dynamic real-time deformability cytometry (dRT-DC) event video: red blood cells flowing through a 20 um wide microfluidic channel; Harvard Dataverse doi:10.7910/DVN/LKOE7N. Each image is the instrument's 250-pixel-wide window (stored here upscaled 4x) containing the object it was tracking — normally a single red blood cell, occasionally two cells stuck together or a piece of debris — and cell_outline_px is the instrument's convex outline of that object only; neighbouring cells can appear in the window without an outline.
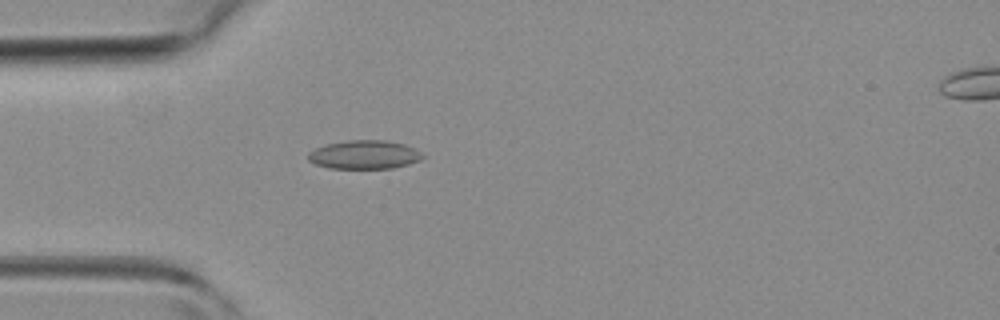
{"species": "common noctule bat (a hibernating species)", "species_latin": "Nyctalus noctula", "temperature_condition": "room temperature", "stored_images_in_passage": 3, "camera_frame_rate_fps": 3000, "um_per_image_px": 0.085, "animal": {"sex": "female", "body_mass_g": 19.3, "forearm_length_mm": 54.1}, "frame": {"image": 1, "passage_image": 2, "time_ms": 2.0, "image_size_px": [1000, 320], "cell_outline_px": [[424, 156], [420, 160], [408, 164], [392, 168], [328, 168], [316, 164], [308, 160], [308, 152], [324, 144], [348, 140], [388, 140], [404, 144], [416, 148]], "centroid_in_image_um": [30.97, 13.14], "position_along_channel_um": 54.0, "area_um2": 19.19}}